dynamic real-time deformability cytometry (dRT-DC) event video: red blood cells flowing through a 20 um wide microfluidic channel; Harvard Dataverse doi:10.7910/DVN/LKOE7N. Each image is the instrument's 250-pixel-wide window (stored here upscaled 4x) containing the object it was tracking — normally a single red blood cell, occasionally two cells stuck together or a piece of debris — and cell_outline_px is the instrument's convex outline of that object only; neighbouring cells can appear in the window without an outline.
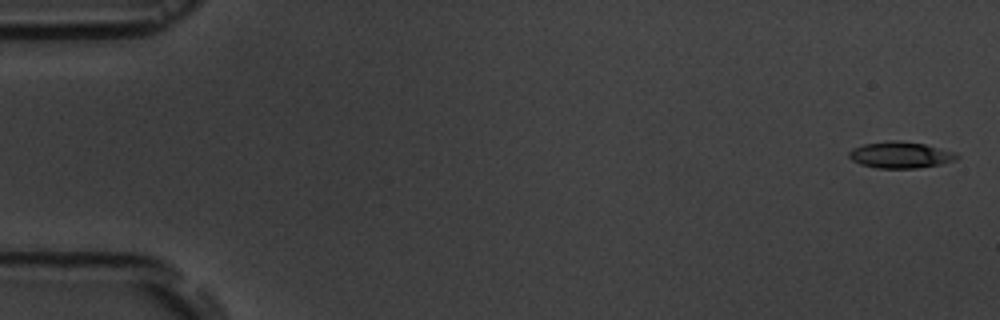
{"species": "common noctule bat (a hibernating species)", "species_latin": "Nyctalus noctula", "temperature_condition": "room temperature", "stored_images_in_passage": 6, "camera_frame_rate_fps": 3000, "um_per_image_px": 0.085, "animal": {"sex": "male", "body_mass_g": 19.5, "forearm_length_mm": 54.6}, "frame": {"image": 1, "passage_image": 1, "time_ms": 0.0, "image_size_px": [1000, 320], "cell_outline_px": [[960, 156], [956, 160], [940, 164], [916, 168], [880, 168], [860, 164], [852, 160], [848, 156], [848, 152], [852, 148], [864, 144], [892, 140], [896, 140], [924, 144], [956, 152]], "centroid_in_image_um": [76.54, 13.17], "position_along_channel_um": 8.5, "area_um2": 16.53}}
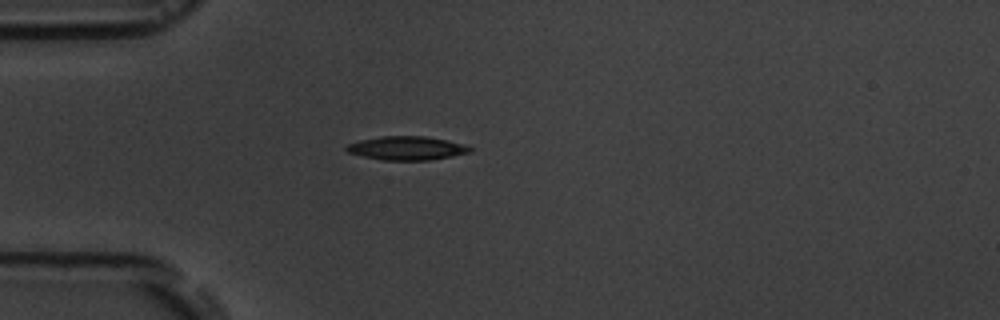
{"frame": {"image": 2, "passage_image": 5, "time_ms": 4.667, "image_size_px": [1000, 320], "cell_outline_px": [[472, 152], [452, 156], [428, 160], [380, 160], [348, 152], [344, 148], [348, 144], [360, 140], [380, 136], [424, 136], [448, 140], [468, 144], [472, 148]], "centroid_in_image_um": [34.62, 12.59], "position_along_channel_um": 50.4, "area_um2": 17.17}}